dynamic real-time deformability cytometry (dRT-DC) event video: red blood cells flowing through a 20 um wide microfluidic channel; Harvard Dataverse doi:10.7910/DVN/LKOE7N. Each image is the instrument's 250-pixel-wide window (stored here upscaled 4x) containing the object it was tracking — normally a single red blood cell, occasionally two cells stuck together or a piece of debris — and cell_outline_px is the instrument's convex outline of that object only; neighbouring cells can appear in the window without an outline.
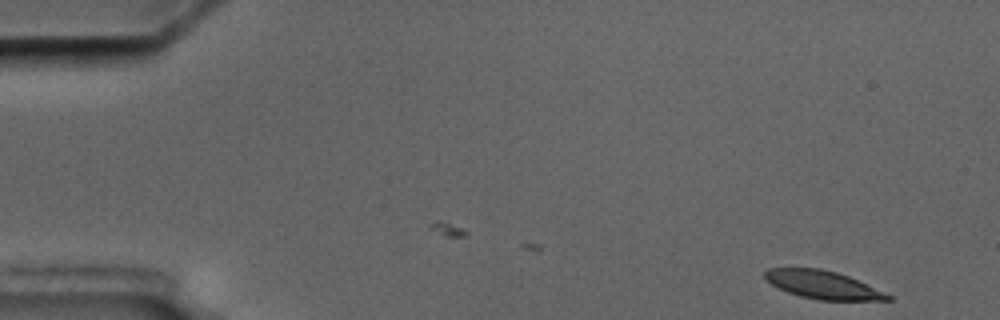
{"species": "common noctule bat (a hibernating species)", "species_latin": "Nyctalus noctula", "temperature_condition": "cold", "stored_images_in_passage": 5, "camera_frame_rate_fps": 3000, "um_per_image_px": 0.085, "animal": {"sex": "male", "body_mass_g": 17.5, "forearm_length_mm": 52.3}, "frame": {"image": 1, "passage_image": 1, "time_ms": 0.0, "image_size_px": [1000, 320], "cell_outline_px": [[892, 300], [820, 300], [800, 296], [788, 292], [772, 284], [764, 276], [764, 272], [768, 268], [820, 268], [836, 272], [848, 276], [884, 292], [892, 296]], "centroid_in_image_um": [69.93, 24.2], "position_along_channel_um": 15.1, "area_um2": 19.77}}
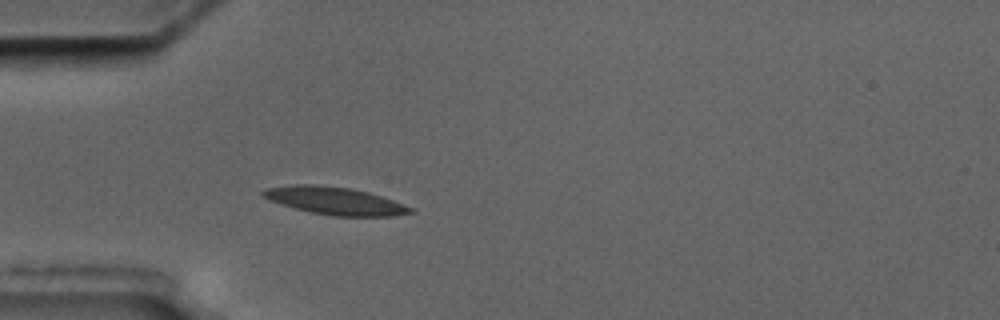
{"frame": {"image": 2, "passage_image": 5, "time_ms": 4.333, "image_size_px": [1000, 320], "cell_outline_px": [[416, 212], [392, 216], [332, 216], [312, 212], [296, 208], [268, 200], [260, 196], [260, 192], [264, 188], [292, 184], [312, 184], [352, 188], [368, 192], [416, 208]], "centroid_in_image_um": [28.46, 17.06], "position_along_channel_um": 56.5, "area_um2": 23.87}}